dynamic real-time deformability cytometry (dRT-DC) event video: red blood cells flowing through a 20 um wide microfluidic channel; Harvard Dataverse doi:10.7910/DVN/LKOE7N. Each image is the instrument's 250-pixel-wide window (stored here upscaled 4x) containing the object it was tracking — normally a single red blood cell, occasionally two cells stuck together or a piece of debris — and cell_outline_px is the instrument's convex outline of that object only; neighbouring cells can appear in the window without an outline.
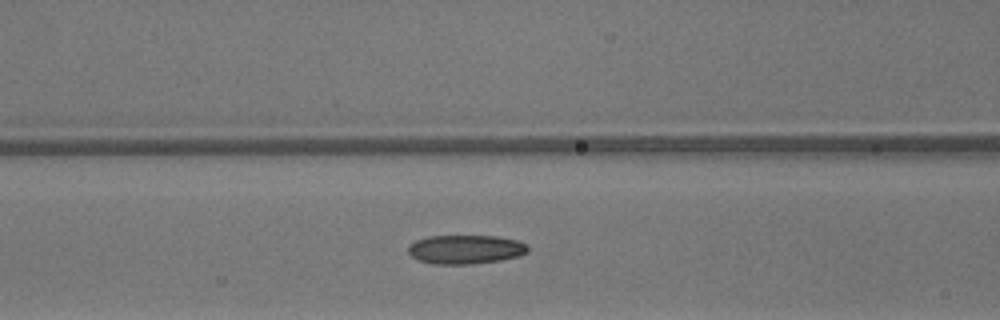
{"species": "common noctule bat (a hibernating species)", "species_latin": "Nyctalus noctula", "temperature_condition": "warm", "stored_images_in_passage": 45, "camera_frame_rate_fps": 3000, "um_per_image_px": 0.085, "animal": {"sex": "male", "body_mass_g": 13.3}, "frame": {"image": 1, "passage_image": 22, "time_ms": 7.0, "image_size_px": [1000, 320], "cell_outline_px": [[528, 252], [516, 256], [500, 260], [472, 264], [432, 264], [420, 260], [412, 256], [408, 252], [408, 244], [416, 240], [428, 236], [496, 236], [516, 240], [528, 244]], "centroid_in_image_um": [39.55, 21.19], "position_along_channel_um": 127.0, "area_um2": 20.17}}
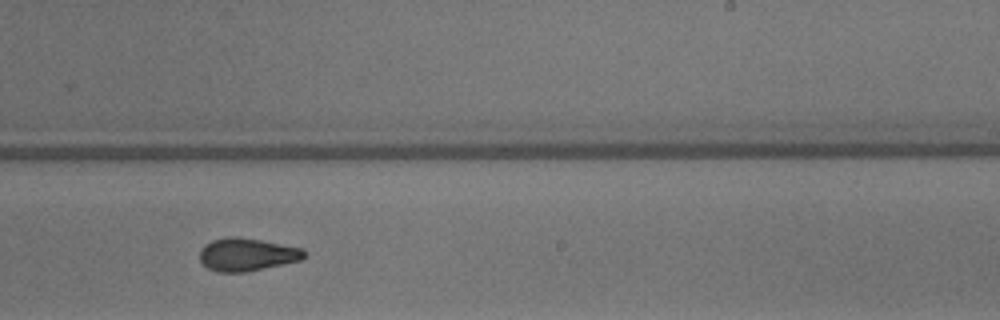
{"frame": {"image": 2, "passage_image": 32, "time_ms": 10.333, "image_size_px": [1000, 320], "cell_outline_px": [[304, 260], [244, 272], [220, 272], [208, 268], [200, 260], [200, 248], [204, 244], [212, 240], [228, 236], [236, 236], [260, 240], [304, 248]], "centroid_in_image_um": [20.99, 21.62], "position_along_channel_um": 268.0, "area_um2": 20.06}}
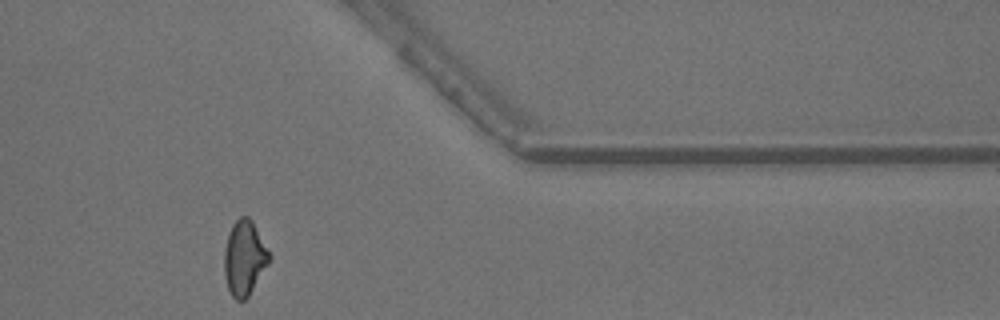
{"frame": {"image": 3, "passage_image": 42, "time_ms": 13.667, "image_size_px": [1000, 320], "cell_outline_px": [[272, 260], [248, 296], [244, 300], [236, 300], [232, 296], [228, 288], [224, 276], [224, 252], [228, 232], [232, 224], [240, 216], [248, 216], [252, 220], [268, 248], [272, 256]], "centroid_in_image_um": [20.79, 21.91], "position_along_channel_um": 390.6, "area_um2": 19.94}, "authors_computed_cell_mechanics": {"area_um2": 19.941, "velocity_mm_per_s": 4.2415, "shape_relaxation_time_tau1_ms": 6.8425, "shape_relaxation_time_tau2_ms": 3.1166, "deformation_change_tau1": 0.1915, "deformation_change_tau2": 0.1003}}